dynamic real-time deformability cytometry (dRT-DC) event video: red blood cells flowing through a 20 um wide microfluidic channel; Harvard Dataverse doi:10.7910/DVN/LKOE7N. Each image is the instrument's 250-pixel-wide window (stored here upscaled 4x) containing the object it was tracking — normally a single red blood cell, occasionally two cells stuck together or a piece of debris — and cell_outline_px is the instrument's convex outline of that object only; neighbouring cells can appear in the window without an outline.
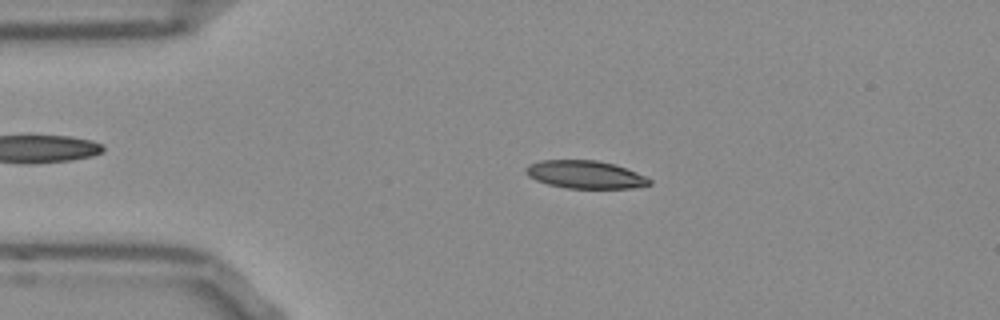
{"species": "Egyptian fruit bat (a non-hibernating species)", "species_latin": "Rousettus aegyptiacus", "temperature_condition": "room temperature", "stored_images_in_passage": 51, "camera_frame_rate_fps": 3000, "um_per_image_px": 0.085, "frame": {"image": 1, "passage_image": 10, "time_ms": 3.0, "image_size_px": [1000, 320], "cell_outline_px": [[652, 184], [632, 188], [568, 188], [548, 184], [536, 180], [528, 176], [524, 172], [524, 168], [528, 164], [540, 160], [596, 160], [616, 164], [636, 172], [652, 180]], "centroid_in_image_um": [49.72, 14.83], "position_along_channel_um": 35.3, "area_um2": 20.17}}
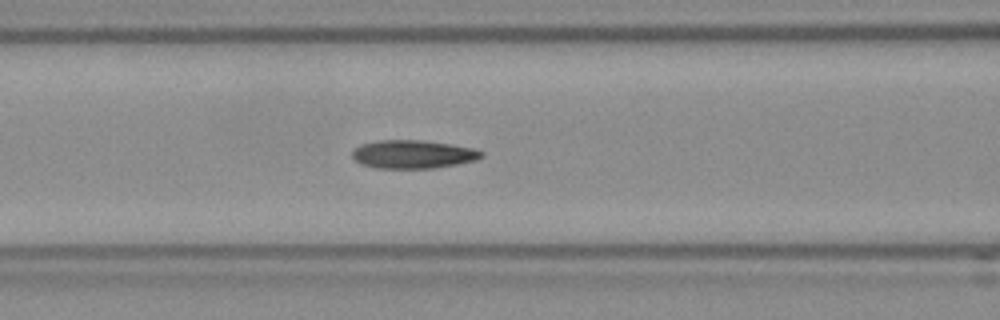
{"frame": {"image": 2, "passage_image": 20, "time_ms": 6.333, "image_size_px": [1000, 320], "cell_outline_px": [[484, 156], [476, 160], [456, 164], [432, 168], [376, 168], [364, 164], [356, 160], [352, 156], [352, 148], [360, 144], [376, 140], [420, 140], [448, 144], [472, 148], [484, 152]], "centroid_in_image_um": [35.08, 13.1], "position_along_channel_um": 131.5, "area_um2": 21.21}}
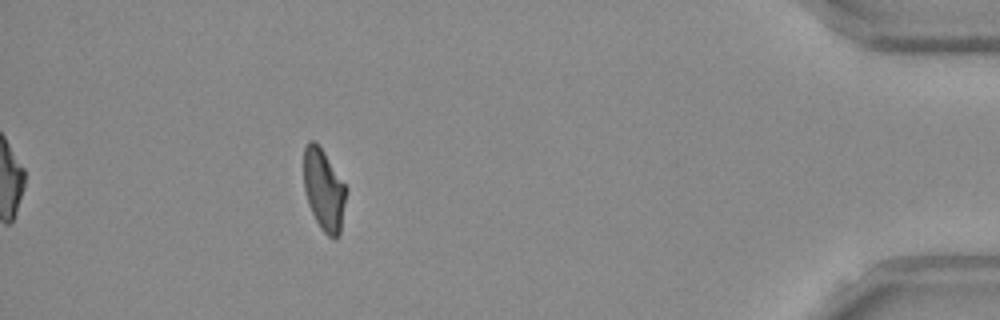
{"frame": {"image": 3, "passage_image": 46, "time_ms": 15.0, "image_size_px": [1000, 320], "cell_outline_px": [[348, 188], [340, 232], [336, 240], [332, 240], [320, 228], [308, 204], [304, 188], [304, 148], [308, 140], [316, 140]], "centroid_in_image_um": [27.54, 16.14], "position_along_channel_um": 407.7, "area_um2": 20.4}, "authors_computed_cell_mechanics": {"area_um2": 20.6924, "velocity_mm_per_s": 3.8637, "shape_relaxation_time_tau1_ms": 5.4422, "shape_relaxation_time_tau2_ms": 3.0312, "deformation_change_tau1": 0.1465, "deformation_change_tau2": 0.0971}}